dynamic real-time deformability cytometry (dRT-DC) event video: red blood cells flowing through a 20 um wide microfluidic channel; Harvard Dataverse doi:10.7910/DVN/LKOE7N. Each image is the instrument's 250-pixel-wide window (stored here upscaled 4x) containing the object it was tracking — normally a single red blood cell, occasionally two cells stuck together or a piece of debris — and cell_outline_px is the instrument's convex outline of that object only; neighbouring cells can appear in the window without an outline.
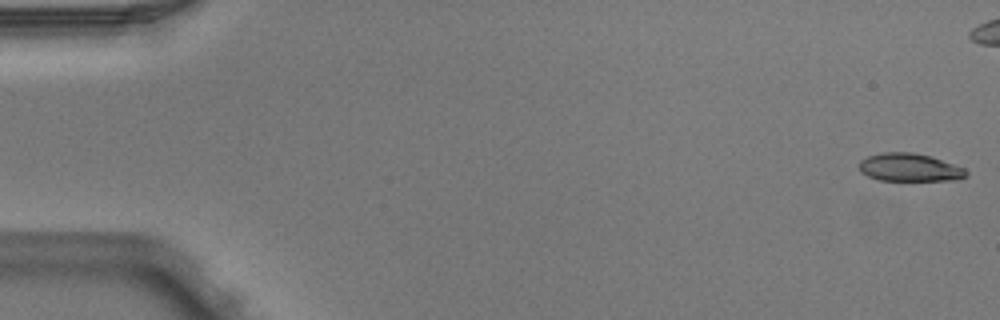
{"species": "Egyptian fruit bat (a non-hibernating species)", "species_latin": "Rousettus aegyptiacus", "temperature_condition": "warm", "stored_images_in_passage": 5, "camera_frame_rate_fps": 3000, "um_per_image_px": 0.085, "animal": {"sex": "male"}, "frame": {"image": 1, "passage_image": 1, "time_ms": 0.0, "image_size_px": [1000, 320], "cell_outline_px": [[968, 176], [960, 180], [880, 180], [868, 176], [860, 172], [860, 160], [868, 156], [884, 152], [912, 152], [932, 156], [964, 168], [968, 172]], "centroid_in_image_um": [77.35, 14.23], "position_along_channel_um": 7.7, "area_um2": 17.51}}